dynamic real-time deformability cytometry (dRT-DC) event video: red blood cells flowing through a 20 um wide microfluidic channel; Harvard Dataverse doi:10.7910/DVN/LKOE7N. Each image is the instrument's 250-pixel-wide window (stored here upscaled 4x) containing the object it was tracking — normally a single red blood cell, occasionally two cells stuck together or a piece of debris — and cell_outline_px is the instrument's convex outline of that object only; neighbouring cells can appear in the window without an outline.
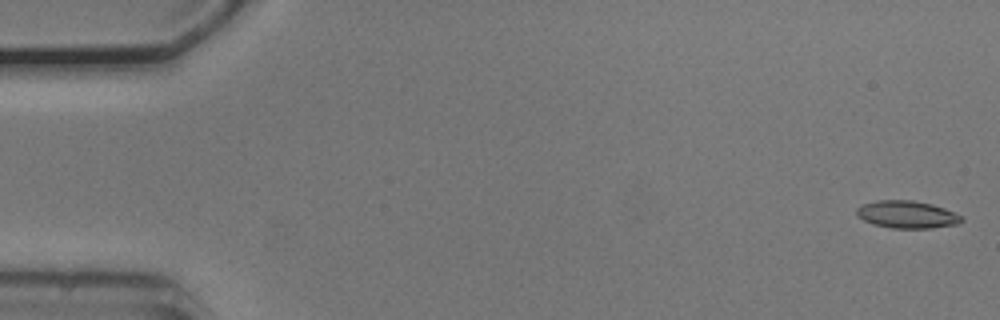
{"species": "common noctule bat (a hibernating species)", "species_latin": "Nyctalus noctula", "temperature_condition": "cold", "stored_images_in_passage": 53, "camera_frame_rate_fps": 3000, "um_per_image_px": 0.085, "animal": {"sex": "male", "body_mass_g": 20.5, "forearm_length_mm": 52.5}, "frame": {"image": 1, "passage_image": 1, "time_ms": 0.0, "image_size_px": [1000, 320], "cell_outline_px": [[964, 220], [956, 224], [928, 228], [892, 228], [872, 224], [856, 216], [856, 208], [864, 204], [876, 200], [912, 200], [932, 204], [956, 212], [964, 216]], "centroid_in_image_um": [77.1, 18.23], "position_along_channel_um": 7.9, "area_um2": 16.88}}
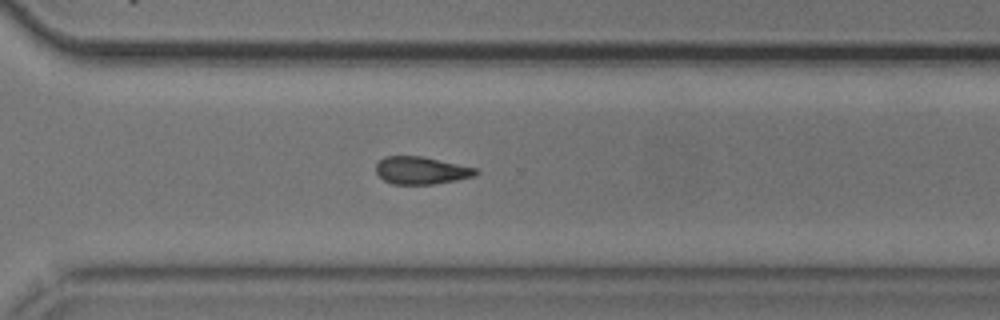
{"frame": {"image": 2, "passage_image": 38, "time_ms": 12.333, "image_size_px": [1000, 320], "cell_outline_px": [[480, 172], [476, 176], [436, 184], [392, 184], [384, 180], [376, 172], [376, 164], [384, 156], [424, 156], [476, 168]], "centroid_in_image_um": [35.83, 14.48], "position_along_channel_um": 334.8, "area_um2": 16.13}}
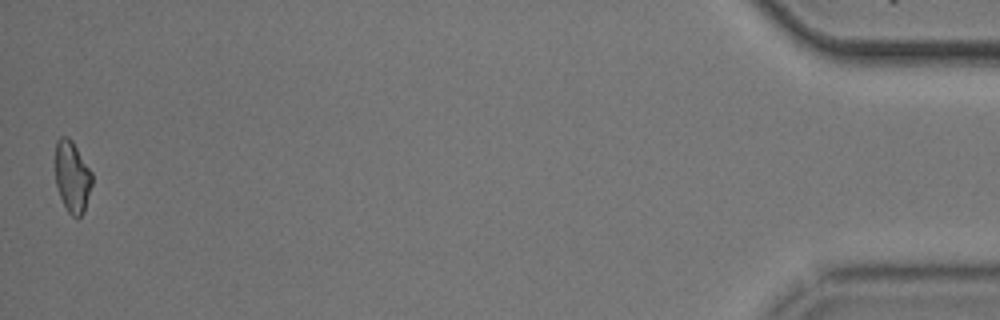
{"frame": {"image": 3, "passage_image": 53, "time_ms": 17.333, "image_size_px": [1000, 320], "cell_outline_px": [[92, 184], [84, 212], [80, 216], [72, 216], [68, 212], [60, 196], [56, 184], [56, 140], [60, 136], [68, 136], [72, 140], [92, 172]], "centroid_in_image_um": [6.15, 15.0], "position_along_channel_um": 429.1, "area_um2": 15.2}, "authors_computed_cell_mechanics": {"area_um2": 16.5308, "velocity_mm_per_s": 3.7628, "shape_relaxation_time_tau1_ms": 4.8327, "shape_relaxation_time_tau2_ms": null, "deformation_change_tau1": 0.1045, "deformation_change_tau2": null}}